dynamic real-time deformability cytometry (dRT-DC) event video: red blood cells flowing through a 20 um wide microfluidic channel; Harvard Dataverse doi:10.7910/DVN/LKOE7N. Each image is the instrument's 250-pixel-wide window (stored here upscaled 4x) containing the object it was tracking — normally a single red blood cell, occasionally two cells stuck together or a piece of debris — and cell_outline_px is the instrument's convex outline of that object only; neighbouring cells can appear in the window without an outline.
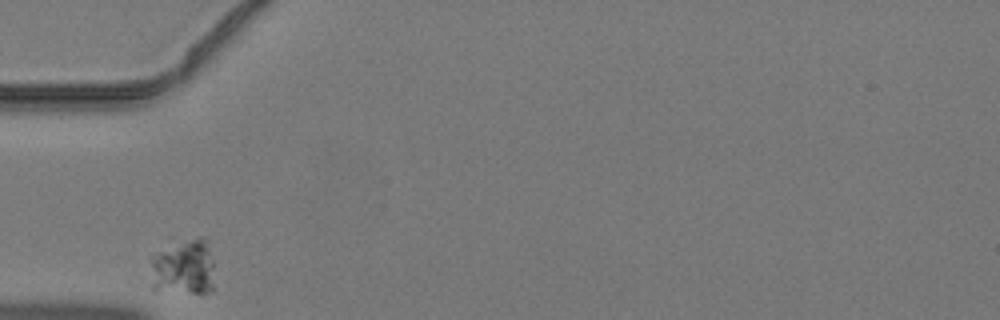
{"species": "common noctule bat (a hibernating species)", "species_latin": "Nyctalus noctula", "temperature_condition": "warm", "stored_images_in_passage": 26, "camera_frame_rate_fps": 3000, "um_per_image_px": 0.085, "animal": {"sex": "male", "body_mass_g": 19.2, "forearm_length_mm": 51.8}, "frame": {"image": 1, "passage_image": 1, "time_ms": 0.0, "image_size_px": [1000, 320], "cell_outline_px": [[212, 292], [204, 296], [152, 288], [152, 256], [168, 236], [204, 236], [212, 260]], "centroid_in_image_um": [15.57, 22.6], "position_along_channel_um": 69.4, "area_um2": 22.54}}
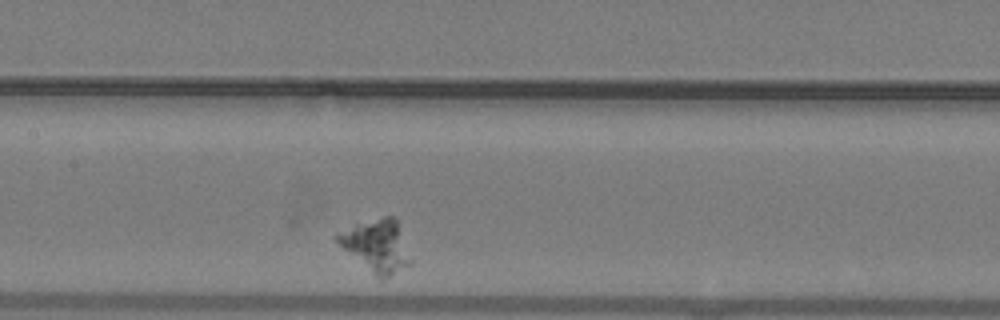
{"frame": {"image": 2, "passage_image": 9, "time_ms": 2.667, "image_size_px": [1000, 320], "cell_outline_px": [[412, 264], [384, 280], [380, 280], [344, 248], [336, 240], [336, 236], [356, 224], [384, 216], [392, 216], [396, 220], [412, 260]], "centroid_in_image_um": [32.09, 20.93], "position_along_channel_um": 175.3, "area_um2": 21.62}}
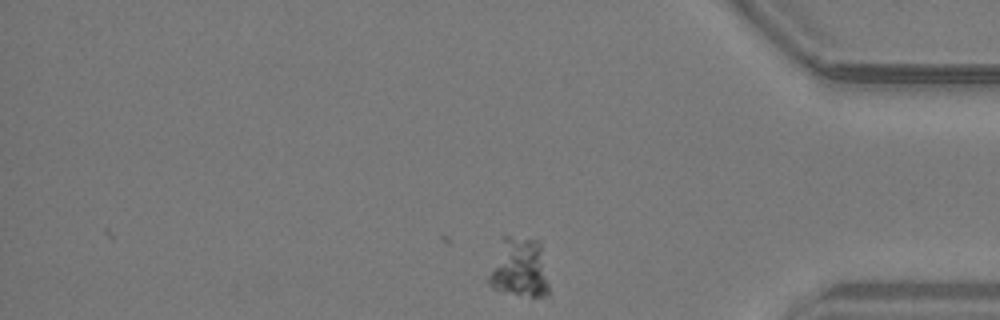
{"frame": {"image": 3, "passage_image": 26, "time_ms": 8.333, "image_size_px": [1000, 320], "cell_outline_px": [[548, 296], [532, 296], [504, 292], [492, 288], [484, 280], [500, 236], [508, 236], [540, 240], [548, 284]], "centroid_in_image_um": [44.05, 22.73], "position_along_channel_um": 391.1, "area_um2": 21.62}}